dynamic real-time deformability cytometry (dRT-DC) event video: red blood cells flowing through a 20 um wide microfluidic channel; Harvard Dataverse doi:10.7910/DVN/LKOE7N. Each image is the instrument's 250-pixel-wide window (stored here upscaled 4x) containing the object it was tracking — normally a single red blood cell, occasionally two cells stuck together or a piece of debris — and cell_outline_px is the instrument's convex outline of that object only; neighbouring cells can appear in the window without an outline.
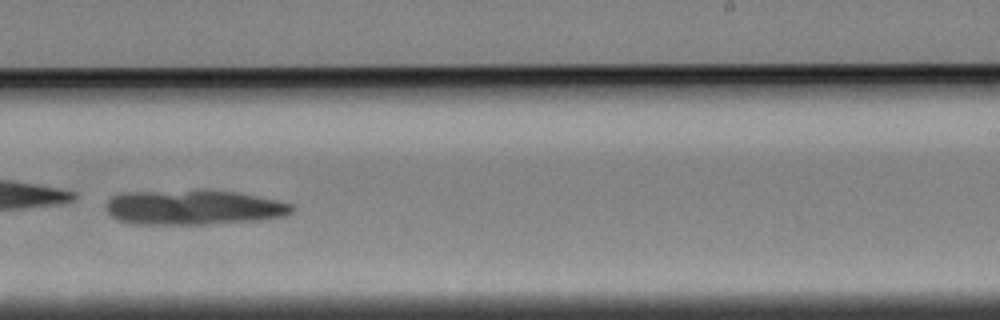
{"species": "Egyptian fruit bat (a non-hibernating species)", "species_latin": "Rousettus aegyptiacus", "temperature_condition": "cold", "stored_images_in_passage": 53, "camera_frame_rate_fps": 3000, "um_per_image_px": 0.085, "animal": {"sex": "female"}, "frame": {"image": 1, "passage_image": 31, "time_ms": 10.0, "image_size_px": [1000, 320], "cell_outline_px": [[296, 208], [288, 216], [264, 220], [212, 224], [128, 224], [116, 220], [104, 208], [104, 204], [112, 196], [124, 192], [236, 192], [276, 200], [292, 204]], "centroid_in_image_um": [16.46, 17.67], "position_along_channel_um": 272.5, "area_um2": 37.51}}
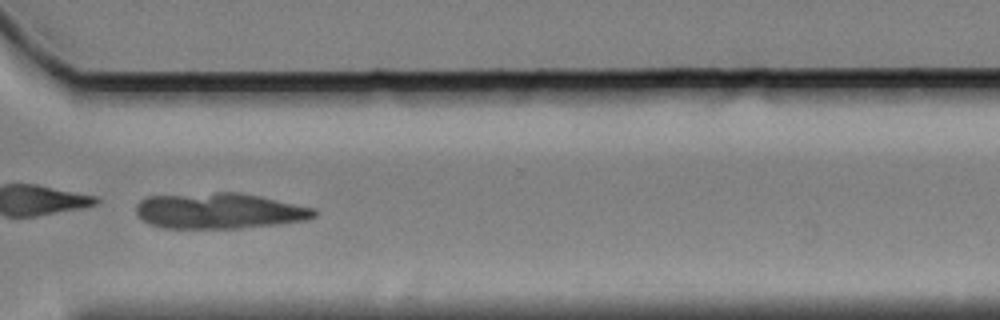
{"frame": {"image": 2, "passage_image": 38, "time_ms": 12.333, "image_size_px": [1000, 320], "cell_outline_px": [[320, 212], [316, 216], [308, 220], [280, 224], [240, 228], [164, 228], [148, 224], [140, 220], [136, 212], [136, 204], [140, 200], [148, 196], [216, 192], [240, 192], [316, 208]], "centroid_in_image_um": [18.65, 17.92], "position_along_channel_um": 351.9, "area_um2": 37.63}}